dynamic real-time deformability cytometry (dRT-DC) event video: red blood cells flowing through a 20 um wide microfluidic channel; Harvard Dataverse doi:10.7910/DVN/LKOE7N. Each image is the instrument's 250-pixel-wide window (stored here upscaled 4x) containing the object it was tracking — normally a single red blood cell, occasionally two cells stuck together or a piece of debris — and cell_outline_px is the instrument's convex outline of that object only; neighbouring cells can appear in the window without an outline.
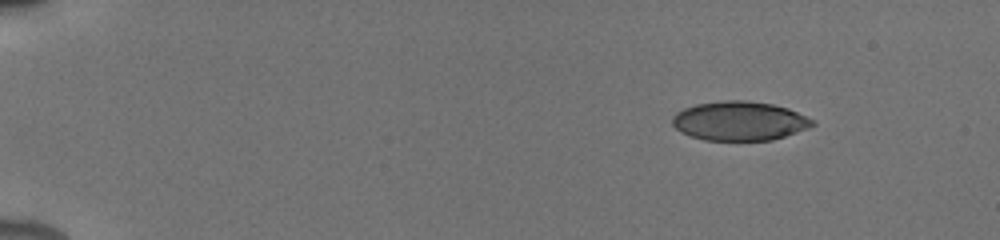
{"species": "human", "species_latin": "Homo sapiens", "temperature_condition": "cold", "stored_images_in_passage": 13, "camera_frame_rate_fps": 3000, "um_per_image_px": 0.085, "donor": {"sex": "male"}, "frame": {"image": 1, "passage_image": 1, "time_ms": 0.0, "image_size_px": [1000, 240], "cell_outline_px": [[816, 124], [808, 128], [772, 140], [704, 140], [680, 132], [672, 124], [672, 116], [676, 112], [684, 108], [696, 104], [724, 100], [744, 100], [772, 104], [788, 108], [816, 120]], "centroid_in_image_um": [62.86, 10.27], "position_along_channel_um": 22.1, "area_um2": 32.02}}
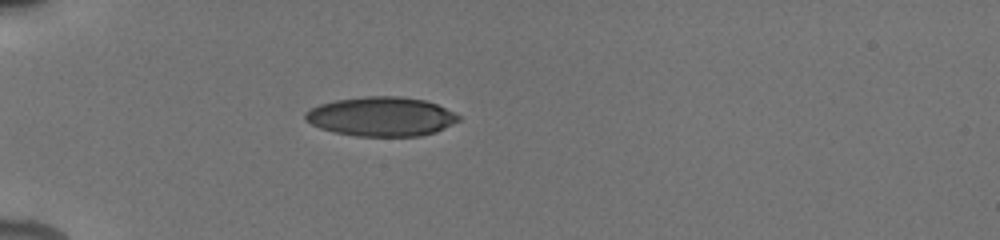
{"frame": {"image": 2, "passage_image": 10, "time_ms": 3.333, "image_size_px": [1000, 240], "cell_outline_px": [[460, 120], [436, 132], [420, 136], [356, 136], [336, 132], [320, 128], [304, 120], [304, 112], [320, 104], [336, 100], [364, 96], [400, 96], [424, 100], [436, 104], [460, 116]], "centroid_in_image_um": [32.39, 9.91], "position_along_channel_um": 52.6, "area_um2": 34.97}}
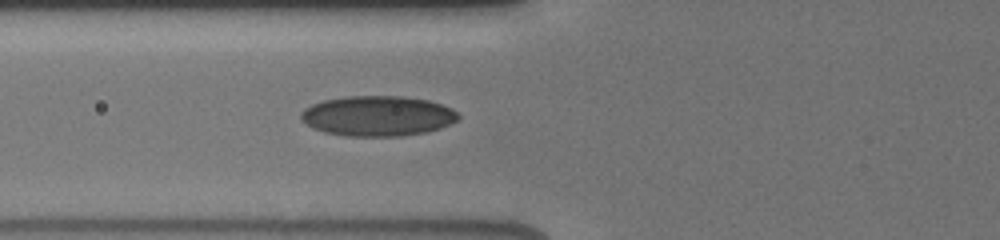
{"frame": {"image": 3, "passage_image": 13, "time_ms": 5.0, "image_size_px": [1000, 240], "cell_outline_px": [[460, 116], [456, 120], [440, 128], [424, 132], [400, 136], [348, 136], [324, 132], [312, 128], [300, 116], [300, 112], [304, 108], [312, 104], [324, 100], [344, 96], [404, 96], [428, 100], [452, 108]], "centroid_in_image_um": [32.08, 9.85], "position_along_channel_um": 93.7, "area_um2": 36.76}}